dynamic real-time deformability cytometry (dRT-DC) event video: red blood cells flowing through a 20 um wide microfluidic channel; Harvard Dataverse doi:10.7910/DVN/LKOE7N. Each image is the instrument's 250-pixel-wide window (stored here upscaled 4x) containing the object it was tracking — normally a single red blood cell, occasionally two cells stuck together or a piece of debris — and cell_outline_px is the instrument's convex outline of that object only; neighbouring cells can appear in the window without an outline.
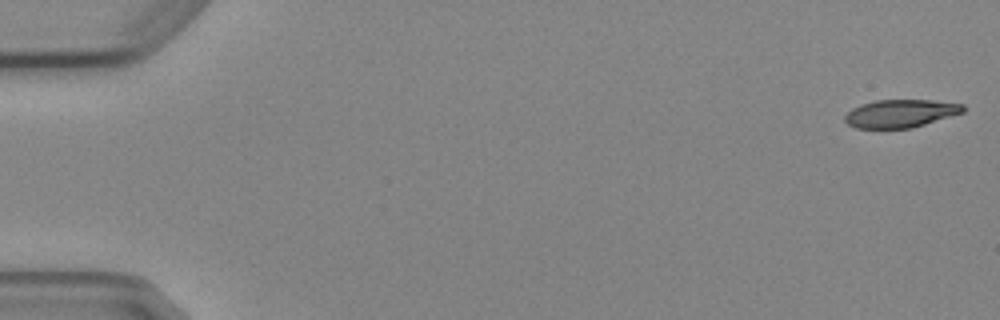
{"species": "Egyptian fruit bat (a non-hibernating species)", "species_latin": "Rousettus aegyptiacus", "temperature_condition": "cold", "stored_images_in_passage": 5, "camera_frame_rate_fps": 3000, "um_per_image_px": 0.085, "animal": {"sex": "female"}, "frame": {"image": 1, "passage_image": 1, "time_ms": 0.0, "image_size_px": [1000, 320], "cell_outline_px": [[964, 112], [912, 128], [856, 128], [848, 124], [844, 120], [844, 116], [852, 108], [876, 100], [932, 100], [964, 104]], "centroid_in_image_um": [76.55, 9.64], "position_along_channel_um": 8.4, "area_um2": 19.13}}
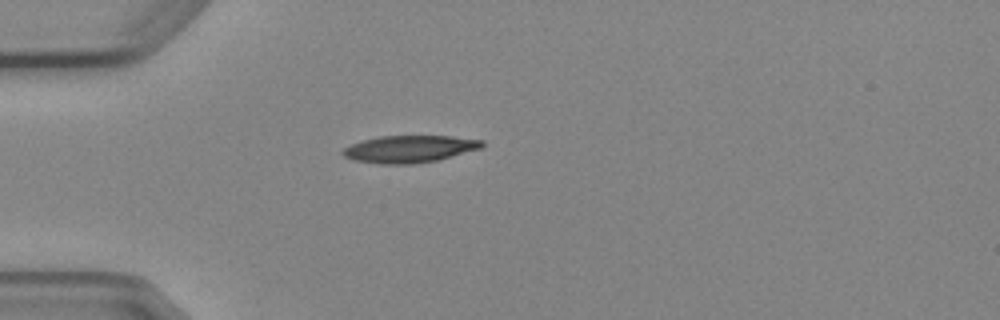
{"frame": {"image": 2, "passage_image": 5, "time_ms": 4.667, "image_size_px": [1000, 320], "cell_outline_px": [[484, 144], [480, 148], [436, 160], [412, 164], [380, 164], [356, 160], [344, 156], [340, 152], [344, 148], [352, 144], [364, 140], [380, 136], [452, 136], [484, 140]], "centroid_in_image_um": [34.8, 12.66], "position_along_channel_um": 50.2, "area_um2": 21.73}}